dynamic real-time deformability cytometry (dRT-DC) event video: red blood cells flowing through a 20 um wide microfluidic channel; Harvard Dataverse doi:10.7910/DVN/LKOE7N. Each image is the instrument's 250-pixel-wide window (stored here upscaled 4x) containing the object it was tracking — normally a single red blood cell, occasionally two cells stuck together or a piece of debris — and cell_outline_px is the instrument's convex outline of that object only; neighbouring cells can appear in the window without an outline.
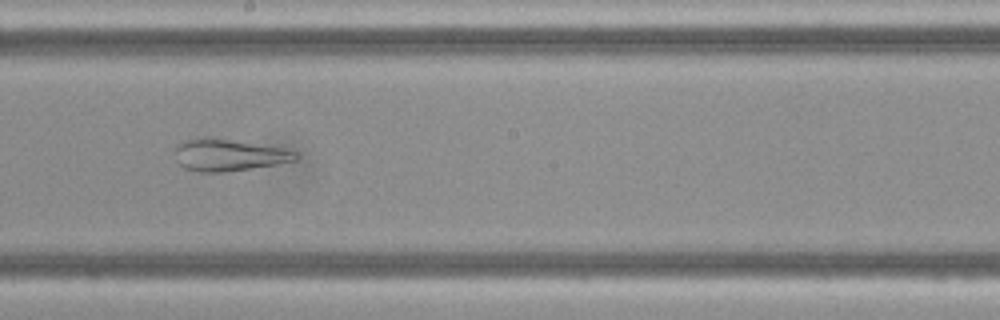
{"species": "Egyptian fruit bat (a non-hibernating species)", "species_latin": "Rousettus aegyptiacus", "temperature_condition": "cold", "stored_images_in_passage": 45, "camera_frame_rate_fps": 3000, "um_per_image_px": 0.085, "frame": {"image": 1, "passage_image": 26, "time_ms": 8.333, "image_size_px": [1000, 320], "cell_outline_px": [[300, 156], [296, 160], [276, 164], [224, 172], [196, 172], [184, 168], [180, 164], [172, 148], [176, 144], [184, 140], [204, 136], [212, 136], [280, 148], [296, 152]], "centroid_in_image_um": [19.36, 13.15], "position_along_channel_um": 228.8, "area_um2": 22.66}}